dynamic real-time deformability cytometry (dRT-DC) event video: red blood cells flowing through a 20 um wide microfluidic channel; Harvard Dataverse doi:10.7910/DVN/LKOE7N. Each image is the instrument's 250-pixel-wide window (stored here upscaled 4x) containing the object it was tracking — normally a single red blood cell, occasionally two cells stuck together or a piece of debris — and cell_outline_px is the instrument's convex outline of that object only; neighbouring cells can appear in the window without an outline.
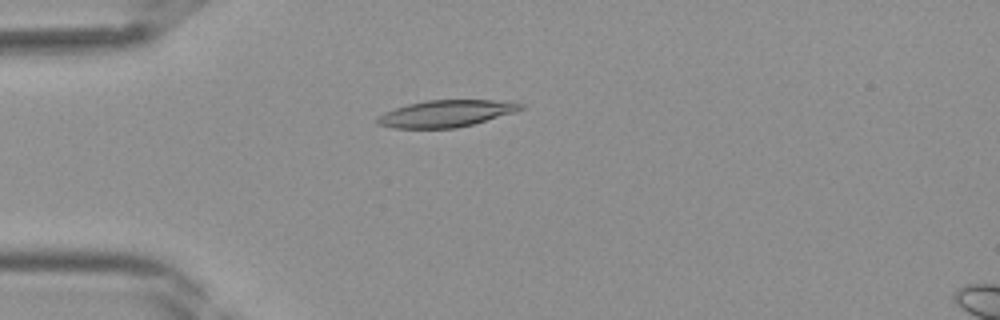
{"species": "Egyptian fruit bat (a non-hibernating species)", "species_latin": "Rousettus aegyptiacus", "temperature_condition": "room temperature", "stored_images_in_passage": 31, "camera_frame_rate_fps": 3000, "um_per_image_px": 0.085, "frame": {"image": 1, "passage_image": 1, "time_ms": 0.0, "image_size_px": [1000, 320], "cell_outline_px": [[524, 108], [516, 112], [472, 124], [456, 128], [392, 128], [376, 124], [376, 116], [384, 112], [408, 104], [428, 100], [492, 100], [524, 104]], "centroid_in_image_um": [37.87, 9.66], "position_along_channel_um": 47.1, "area_um2": 22.31}}
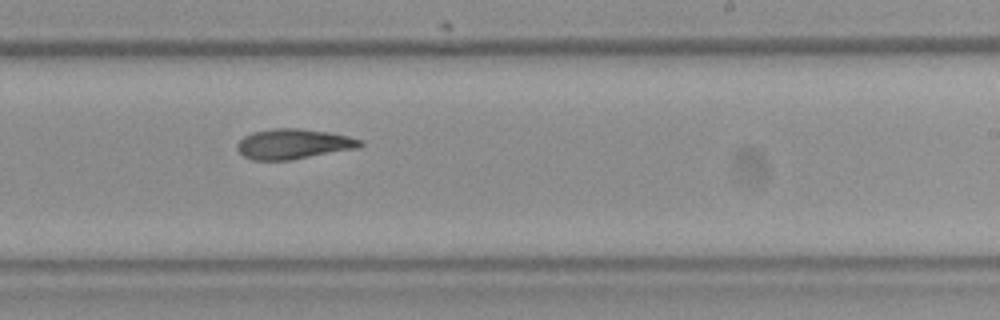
{"frame": {"image": 2, "passage_image": 15, "time_ms": 4.667, "image_size_px": [1000, 320], "cell_outline_px": [[364, 144], [360, 148], [292, 160], [252, 160], [244, 156], [236, 148], [236, 144], [244, 136], [252, 132], [272, 128], [300, 128], [328, 132], [348, 136], [364, 140]], "centroid_in_image_um": [24.97, 12.24], "position_along_channel_um": 264.0, "area_um2": 21.91}}
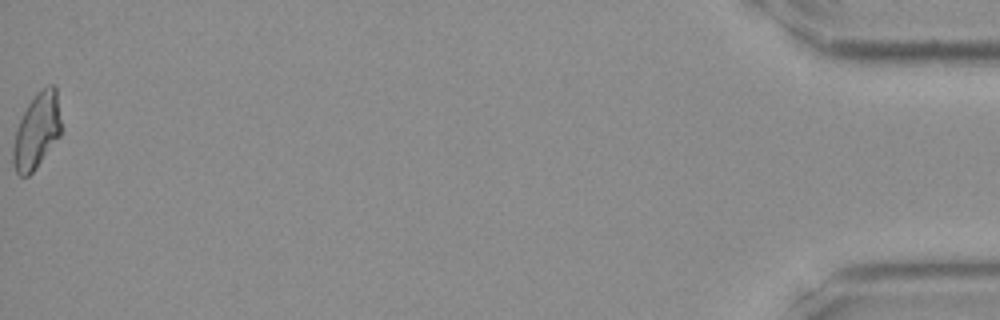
{"frame": {"image": 3, "passage_image": 31, "time_ms": 10.0, "image_size_px": [1000, 320], "cell_outline_px": [[64, 128], [60, 136], [36, 168], [28, 176], [20, 176], [16, 172], [12, 164], [12, 148], [16, 128], [28, 104], [36, 92], [48, 84], [56, 84]], "centroid_in_image_um": [3.17, 11.09], "position_along_channel_um": 432.0, "area_um2": 21.85}}